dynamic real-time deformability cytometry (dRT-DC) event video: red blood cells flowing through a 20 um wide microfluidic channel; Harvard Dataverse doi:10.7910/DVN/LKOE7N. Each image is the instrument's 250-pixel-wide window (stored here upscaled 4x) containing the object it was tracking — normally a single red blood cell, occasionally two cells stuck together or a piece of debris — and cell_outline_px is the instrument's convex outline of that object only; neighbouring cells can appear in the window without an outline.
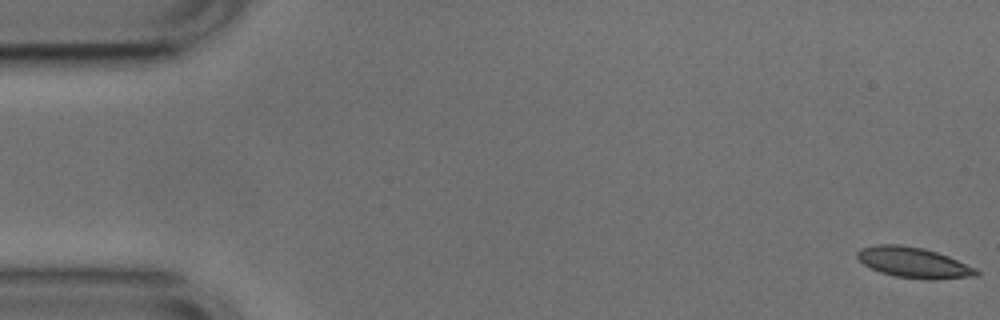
{"species": "common noctule bat (a hibernating species)", "species_latin": "Nyctalus noctula", "temperature_condition": "cold", "stored_images_in_passage": 22, "camera_frame_rate_fps": 3000, "um_per_image_px": 0.085, "animal": {"sex": "male", "body_mass_g": 17.9, "forearm_length_mm": 54.2}, "frame": {"image": 1, "passage_image": 1, "time_ms": 0.0, "image_size_px": [1000, 320], "cell_outline_px": [[980, 272], [976, 276], [928, 280], [924, 280], [896, 276], [880, 272], [864, 264], [856, 256], [856, 252], [860, 248], [876, 244], [900, 244], [924, 248], [948, 256], [976, 268]], "centroid_in_image_um": [77.65, 22.31], "position_along_channel_um": 7.4, "area_um2": 21.21}}
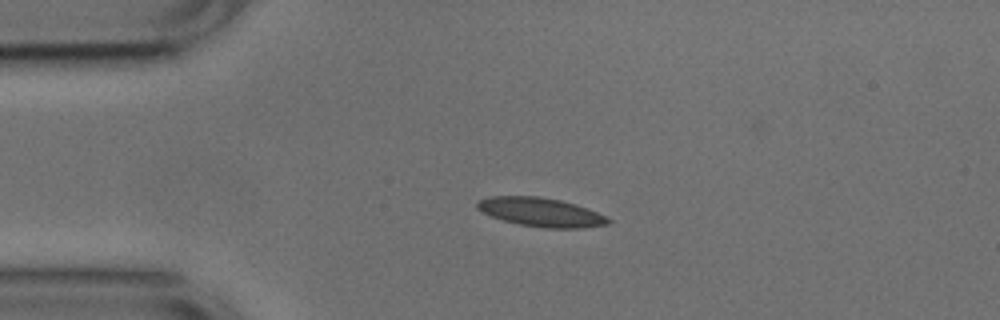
{"frame": {"image": 2, "passage_image": 12, "time_ms": 3.667, "image_size_px": [1000, 320], "cell_outline_px": [[612, 220], [608, 224], [584, 228], [544, 228], [520, 224], [504, 220], [492, 216], [476, 208], [476, 200], [492, 196], [536, 196], [560, 200], [576, 204], [588, 208]], "centroid_in_image_um": [45.98, 18.03], "position_along_channel_um": 39.0, "area_um2": 21.91}}